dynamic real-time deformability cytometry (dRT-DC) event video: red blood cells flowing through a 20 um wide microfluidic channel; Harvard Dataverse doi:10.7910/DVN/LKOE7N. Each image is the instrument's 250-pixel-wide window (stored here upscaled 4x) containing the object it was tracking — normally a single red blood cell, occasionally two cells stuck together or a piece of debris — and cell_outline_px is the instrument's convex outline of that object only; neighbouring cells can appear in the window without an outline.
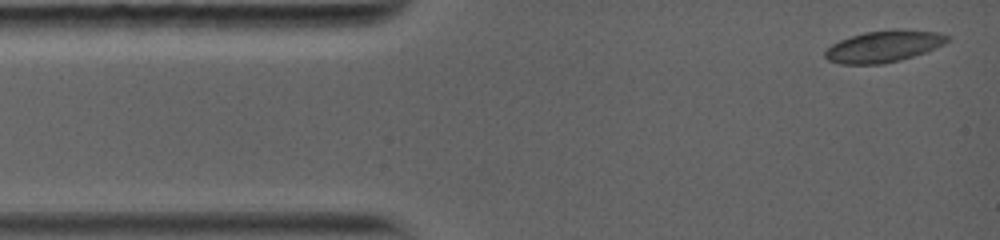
{"species": "common noctule bat (a hibernating species)", "species_latin": "Nyctalus noctula", "temperature_condition": "warm", "stored_images_in_passage": 10, "camera_frame_rate_fps": 5000, "um_per_image_px": 0.085, "animal": {"sex": "female", "body_mass_g": 19.0, "forearm_length_mm": 56.7}, "frame": {"image": 1, "passage_image": 1, "time_ms": 0.0, "image_size_px": [1000, 240], "cell_outline_px": [[948, 40], [924, 52], [912, 56], [896, 60], [876, 64], [844, 64], [828, 60], [824, 56], [824, 52], [832, 44], [840, 40], [864, 32], [892, 28], [900, 28], [940, 32], [948, 36]], "centroid_in_image_um": [75.08, 3.9], "position_along_channel_um": 9.9, "area_um2": 22.2}}
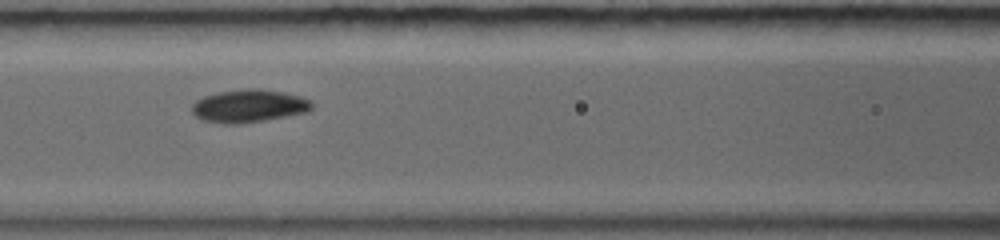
{"frame": {"image": 2, "passage_image": 6, "time_ms": 5.0, "image_size_px": [1000, 240], "cell_outline_px": [[312, 108], [304, 112], [260, 120], [232, 124], [208, 120], [196, 116], [192, 112], [192, 108], [196, 100], [204, 96], [220, 92], [248, 88], [260, 88], [284, 92], [300, 96], [308, 100], [312, 104]], "centroid_in_image_um": [21.15, 8.97], "position_along_channel_um": 145.5, "area_um2": 22.14}}
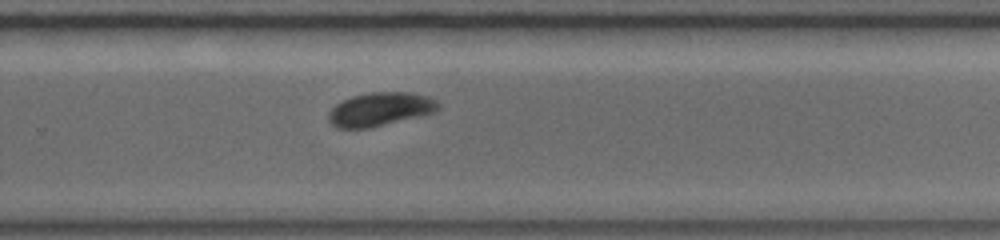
{"frame": {"image": 3, "passage_image": 10, "time_ms": 8.8, "image_size_px": [1000, 240], "cell_outline_px": [[436, 108], [432, 112], [364, 128], [340, 128], [332, 124], [328, 116], [332, 108], [336, 104], [352, 96], [368, 92], [412, 92], [428, 96], [436, 100]], "centroid_in_image_um": [32.25, 9.25], "position_along_channel_um": 297.5, "area_um2": 20.58}}